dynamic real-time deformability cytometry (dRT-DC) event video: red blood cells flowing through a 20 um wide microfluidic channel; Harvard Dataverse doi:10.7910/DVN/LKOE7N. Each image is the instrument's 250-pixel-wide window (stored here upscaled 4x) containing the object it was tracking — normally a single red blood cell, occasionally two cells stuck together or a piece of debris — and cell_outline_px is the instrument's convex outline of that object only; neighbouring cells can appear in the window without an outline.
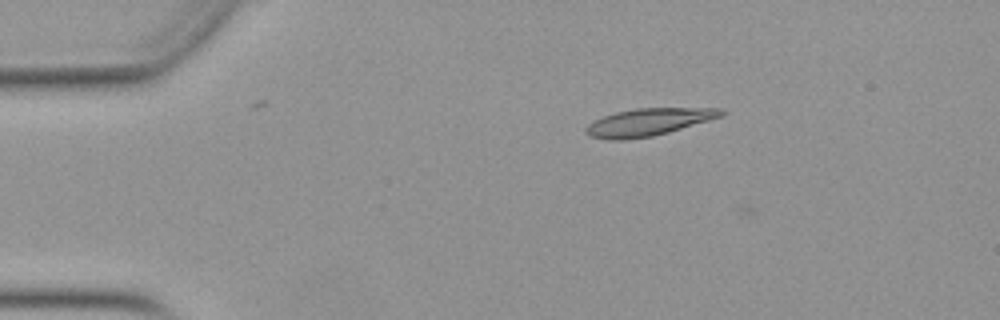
{"species": "Egyptian fruit bat (a non-hibernating species)", "species_latin": "Rousettus aegyptiacus", "temperature_condition": "warm", "stored_images_in_passage": 4, "camera_frame_rate_fps": 3000, "um_per_image_px": 0.085, "animal": {"sex": "female"}, "frame": {"image": 1, "passage_image": 3, "time_ms": 0.667, "image_size_px": [1000, 320], "cell_outline_px": [[728, 112], [720, 116], [708, 120], [668, 132], [652, 136], [624, 140], [612, 140], [588, 136], [584, 132], [584, 128], [588, 124], [604, 116], [616, 112], [636, 108], [720, 108]], "centroid_in_image_um": [55.07, 10.38], "position_along_channel_um": 29.9, "area_um2": 21.39}}